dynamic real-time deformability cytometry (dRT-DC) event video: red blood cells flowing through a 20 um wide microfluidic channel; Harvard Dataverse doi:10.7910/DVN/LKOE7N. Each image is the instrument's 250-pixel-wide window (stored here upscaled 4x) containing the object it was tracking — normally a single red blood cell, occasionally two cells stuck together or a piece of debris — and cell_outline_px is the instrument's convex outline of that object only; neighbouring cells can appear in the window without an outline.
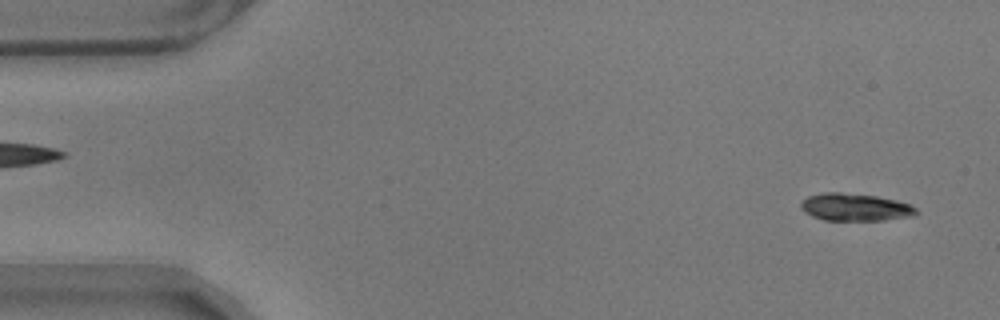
{"species": "common noctule bat (a hibernating species)", "species_latin": "Nyctalus noctula", "temperature_condition": "warm", "stored_images_in_passage": 56, "camera_frame_rate_fps": 3000, "um_per_image_px": 0.085, "animal": {"sex": "male", "body_mass_g": 17.9}, "frame": {"image": 1, "passage_image": 2, "time_ms": 0.333, "image_size_px": [1000, 320], "cell_outline_px": [[920, 212], [916, 216], [884, 220], [824, 220], [812, 216], [804, 212], [800, 208], [800, 204], [808, 196], [824, 192], [840, 192], [876, 196], [896, 200], [912, 204]], "centroid_in_image_um": [72.73, 17.61], "position_along_channel_um": 12.3, "area_um2": 18.67}}
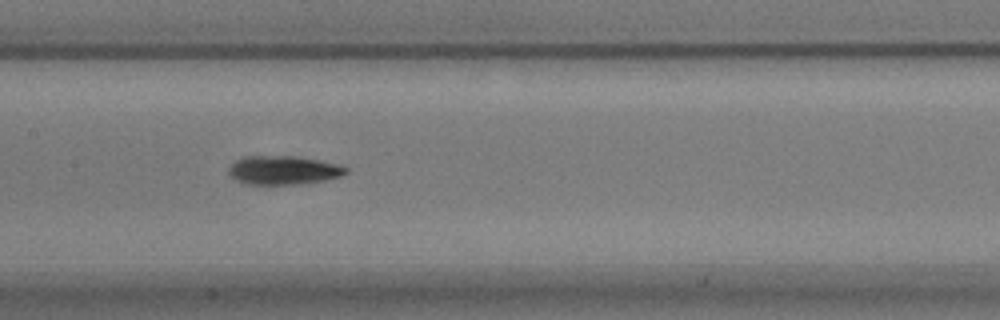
{"frame": {"image": 2, "passage_image": 26, "time_ms": 8.333, "image_size_px": [1000, 320], "cell_outline_px": [[348, 172], [340, 176], [324, 180], [296, 184], [244, 184], [232, 176], [228, 172], [228, 168], [240, 156], [296, 156], [320, 160], [340, 164], [348, 168]], "centroid_in_image_um": [24.1, 14.45], "position_along_channel_um": 183.3, "area_um2": 19.65}}
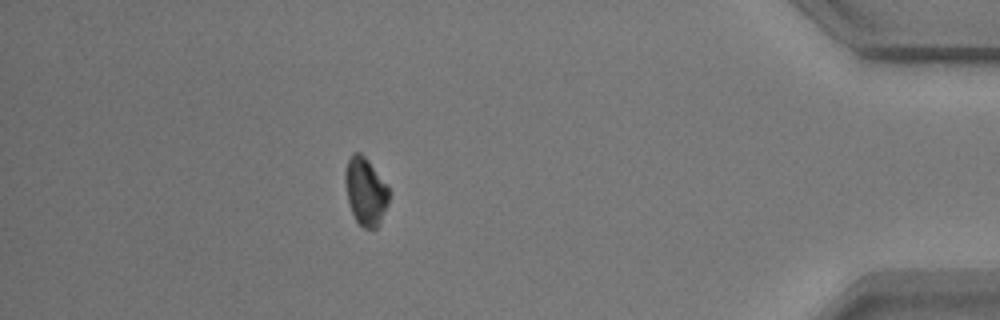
{"frame": {"image": 3, "passage_image": 49, "time_ms": 16.0, "image_size_px": [1000, 320], "cell_outline_px": [[388, 204], [380, 224], [376, 228], [364, 228], [356, 220], [348, 204], [344, 184], [344, 172], [348, 160], [352, 152], [360, 152], [368, 160], [388, 188]], "centroid_in_image_um": [31.03, 16.27], "position_along_channel_um": 404.2, "area_um2": 17.22}, "authors_computed_cell_mechanics": {"area_um2": 18.9006, "velocity_mm_per_s": 3.5171, "shape_relaxation_time_tau1_ms": 3.3134, "shape_relaxation_time_tau2_ms": 4.5412, "deformation_change_tau1": 0.1557, "deformation_change_tau2": 0.1247}}